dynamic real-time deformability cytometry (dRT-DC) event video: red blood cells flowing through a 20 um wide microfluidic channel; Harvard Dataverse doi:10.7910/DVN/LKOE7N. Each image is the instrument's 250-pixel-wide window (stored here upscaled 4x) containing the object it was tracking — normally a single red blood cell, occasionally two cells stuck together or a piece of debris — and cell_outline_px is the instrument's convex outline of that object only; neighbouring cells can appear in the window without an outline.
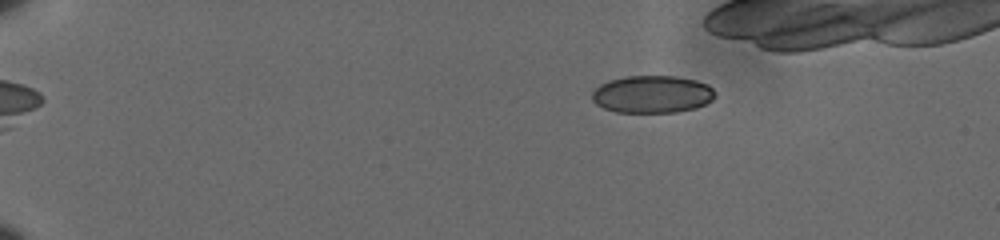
{"species": "human", "species_latin": "Homo sapiens", "temperature_condition": "cold", "stored_images_in_passage": 42, "camera_frame_rate_fps": 3000, "um_per_image_px": 0.085, "donor": {"sex": "male"}, "frame": {"image": 1, "passage_image": 3, "time_ms": 0.667, "image_size_px": [1000, 240], "cell_outline_px": [[716, 96], [712, 100], [696, 108], [676, 112], [616, 112], [604, 108], [596, 104], [592, 100], [592, 92], [600, 84], [608, 80], [624, 76], [676, 76], [696, 80], [708, 84], [712, 88]], "centroid_in_image_um": [55.43, 8.0], "position_along_channel_um": 29.6, "area_um2": 26.99}}
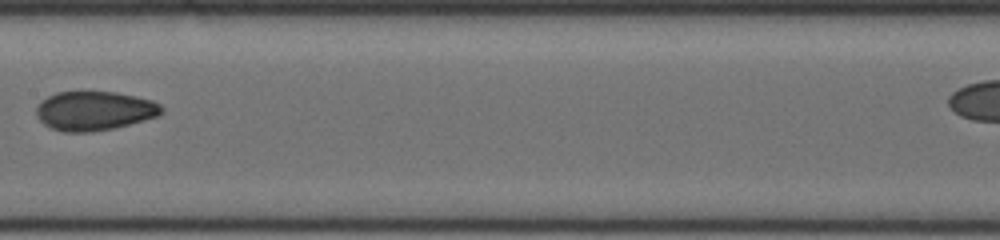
{"frame": {"image": 2, "passage_image": 24, "time_ms": 7.667, "image_size_px": [1000, 240], "cell_outline_px": [[164, 112], [156, 116], [144, 120], [112, 128], [92, 132], [64, 132], [52, 128], [44, 124], [40, 120], [36, 112], [36, 108], [48, 96], [56, 92], [116, 92], [136, 96], [152, 100], [160, 104], [164, 108]], "centroid_in_image_um": [8.05, 9.42], "position_along_channel_um": 199.4, "area_um2": 28.38}}
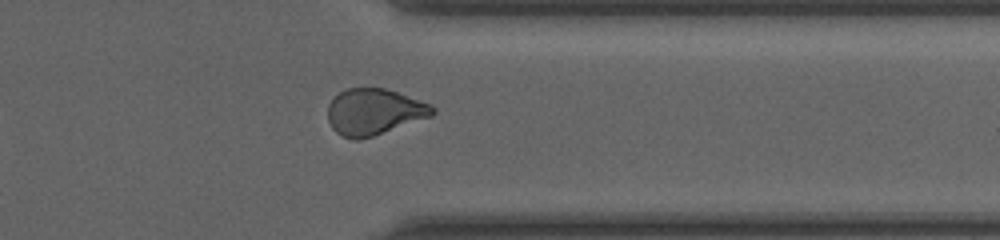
{"frame": {"image": 3, "passage_image": 39, "time_ms": 12.667, "image_size_px": [1000, 240], "cell_outline_px": [[436, 112], [432, 116], [360, 140], [352, 140], [336, 132], [332, 128], [328, 120], [328, 104], [340, 92], [348, 88], [384, 88], [432, 104], [436, 108]], "centroid_in_image_um": [31.81, 9.51], "position_along_channel_um": 379.6, "area_um2": 28.09}}